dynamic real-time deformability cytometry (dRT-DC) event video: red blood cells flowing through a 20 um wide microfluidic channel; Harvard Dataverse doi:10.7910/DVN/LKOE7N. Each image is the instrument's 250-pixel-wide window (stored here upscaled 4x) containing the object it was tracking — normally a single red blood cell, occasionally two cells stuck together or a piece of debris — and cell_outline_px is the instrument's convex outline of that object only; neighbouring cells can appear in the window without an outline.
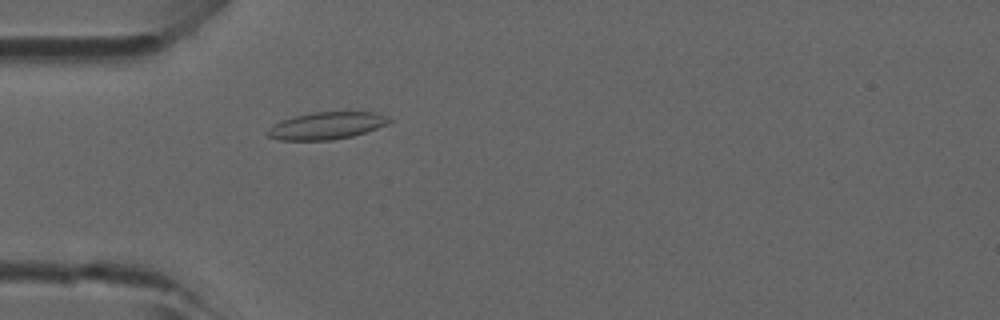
{"species": "common noctule bat (a hibernating species)", "species_latin": "Nyctalus noctula", "temperature_condition": "room temperature", "stored_images_in_passage": 47, "camera_frame_rate_fps": 3000, "um_per_image_px": 0.085, "animal": {"sex": "male", "forearm_length_mm": 52.5}, "frame": {"image": 1, "passage_image": 14, "time_ms": 4.333, "image_size_px": [1000, 320], "cell_outline_px": [[392, 120], [388, 124], [352, 136], [332, 140], [280, 140], [268, 136], [264, 132], [268, 128], [280, 120], [312, 112], [376, 112], [388, 116]], "centroid_in_image_um": [27.74, 10.68], "position_along_channel_um": 57.3, "area_um2": 19.31}}
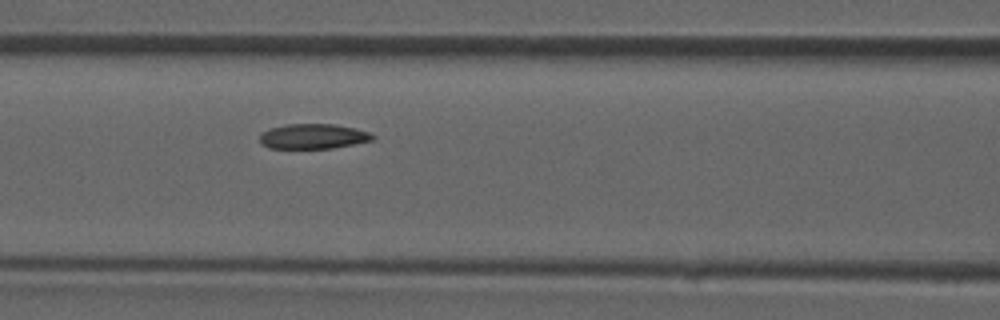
{"frame": {"image": 2, "passage_image": 20, "time_ms": 6.333, "image_size_px": [1000, 320], "cell_outline_px": [[376, 136], [372, 140], [332, 148], [268, 148], [260, 144], [260, 136], [268, 128], [288, 124], [336, 124], [356, 128], [368, 132]], "centroid_in_image_um": [26.6, 11.58], "position_along_channel_um": 140.0, "area_um2": 16.42}}
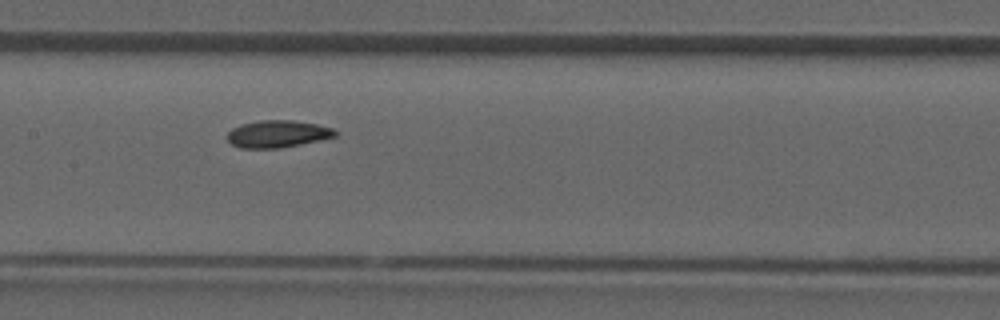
{"frame": {"image": 3, "passage_image": 23, "time_ms": 7.333, "image_size_px": [1000, 320], "cell_outline_px": [[340, 132], [336, 136], [320, 140], [280, 148], [240, 148], [232, 144], [228, 140], [228, 132], [232, 128], [240, 124], [260, 120], [292, 120], [316, 124], [332, 128]], "centroid_in_image_um": [23.6, 11.38], "position_along_channel_um": 183.8, "area_um2": 17.11}}